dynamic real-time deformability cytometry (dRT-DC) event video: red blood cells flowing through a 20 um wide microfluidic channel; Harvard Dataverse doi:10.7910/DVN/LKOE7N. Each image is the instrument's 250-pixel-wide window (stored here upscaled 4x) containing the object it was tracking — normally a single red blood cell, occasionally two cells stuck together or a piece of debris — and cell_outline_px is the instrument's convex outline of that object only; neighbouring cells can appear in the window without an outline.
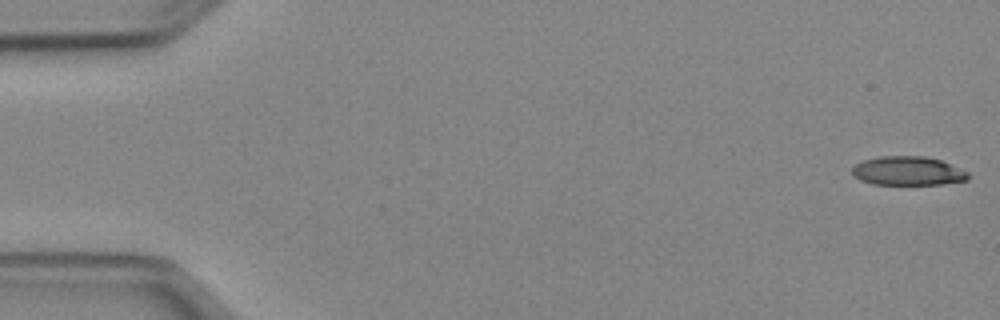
{"species": "Egyptian fruit bat (a non-hibernating species)", "species_latin": "Rousettus aegyptiacus", "temperature_condition": "cold", "stored_images_in_passage": 51, "camera_frame_rate_fps": 3000, "um_per_image_px": 0.085, "animal": {"sex": "female"}, "frame": {"image": 1, "passage_image": 1, "time_ms": 0.0, "image_size_px": [1000, 320], "cell_outline_px": [[968, 180], [940, 184], [872, 184], [860, 180], [852, 176], [852, 168], [856, 164], [864, 160], [880, 156], [924, 156], [940, 160], [960, 168], [968, 172]], "centroid_in_image_um": [77.14, 14.53], "position_along_channel_um": 7.9, "area_um2": 19.48}}
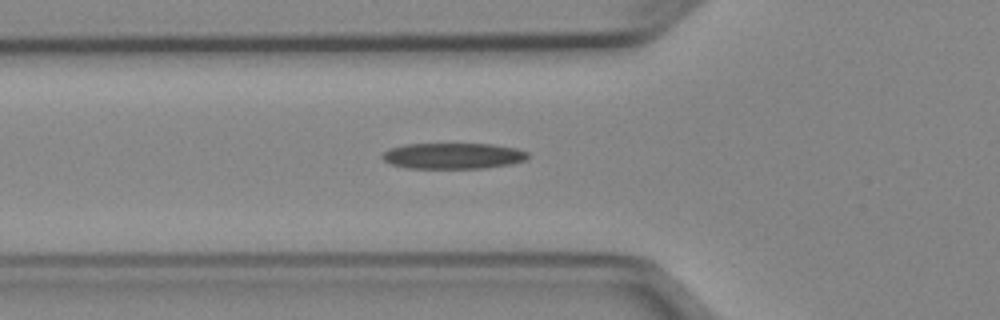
{"frame": {"image": 2, "passage_image": 18, "time_ms": 5.667, "image_size_px": [1000, 320], "cell_outline_px": [[528, 160], [512, 164], [484, 168], [408, 168], [392, 164], [384, 160], [380, 156], [388, 148], [404, 144], [492, 144], [516, 148], [528, 152]], "centroid_in_image_um": [38.53, 13.25], "position_along_channel_um": 87.3, "area_um2": 22.14}}
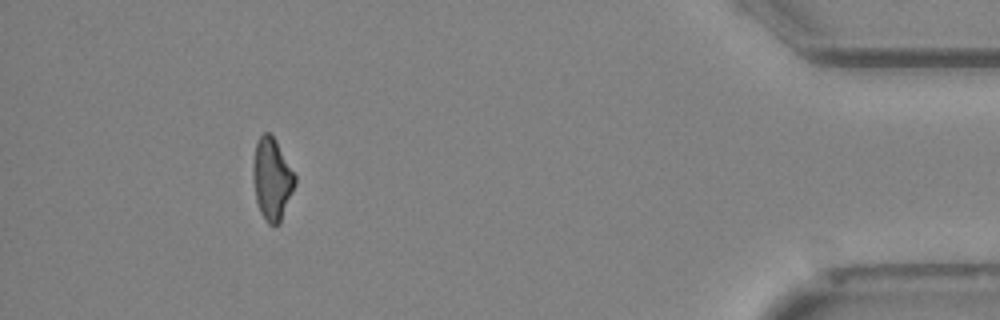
{"frame": {"image": 3, "passage_image": 47, "time_ms": 15.333, "image_size_px": [1000, 320], "cell_outline_px": [[296, 184], [280, 224], [268, 224], [264, 220], [260, 212], [256, 200], [252, 176], [252, 164], [256, 144], [260, 136], [264, 132], [268, 132], [276, 140], [296, 176]], "centroid_in_image_um": [23.11, 15.24], "position_along_channel_um": 412.1, "area_um2": 20.17}, "authors_computed_cell_mechanics": {"area_um2": 21.3282, "velocity_mm_per_s": 3.9635, "shape_relaxation_time_tau1_ms": 10.1804, "shape_relaxation_time_tau2_ms": null, "deformation_change_tau1": 0.2197, "deformation_change_tau2": null}}